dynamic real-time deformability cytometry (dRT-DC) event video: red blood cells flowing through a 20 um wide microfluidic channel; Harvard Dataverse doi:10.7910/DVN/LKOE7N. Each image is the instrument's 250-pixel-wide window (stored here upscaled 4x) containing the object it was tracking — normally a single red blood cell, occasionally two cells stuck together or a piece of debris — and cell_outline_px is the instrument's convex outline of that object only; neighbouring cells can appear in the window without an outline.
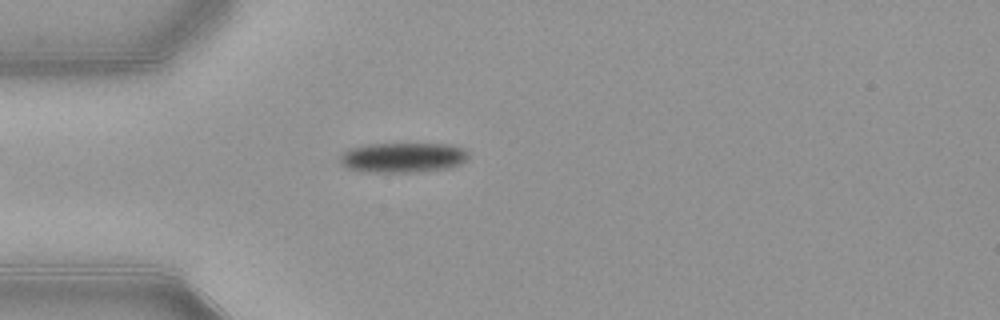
{"species": "common noctule bat (a hibernating species)", "species_latin": "Nyctalus noctula", "temperature_condition": "warm", "stored_images_in_passage": 40, "camera_frame_rate_fps": 3000, "um_per_image_px": 0.085, "animal": {"sex": "female", "body_mass_g": 21.9}, "frame": {"image": 1, "passage_image": 2, "time_ms": 0.333, "image_size_px": [1000, 320], "cell_outline_px": [[468, 160], [460, 164], [448, 168], [412, 172], [376, 172], [348, 168], [340, 164], [340, 156], [344, 152], [352, 148], [368, 144], [448, 144], [464, 148], [468, 152]], "centroid_in_image_um": [34.29, 13.38], "position_along_channel_um": 50.7, "area_um2": 22.25}}
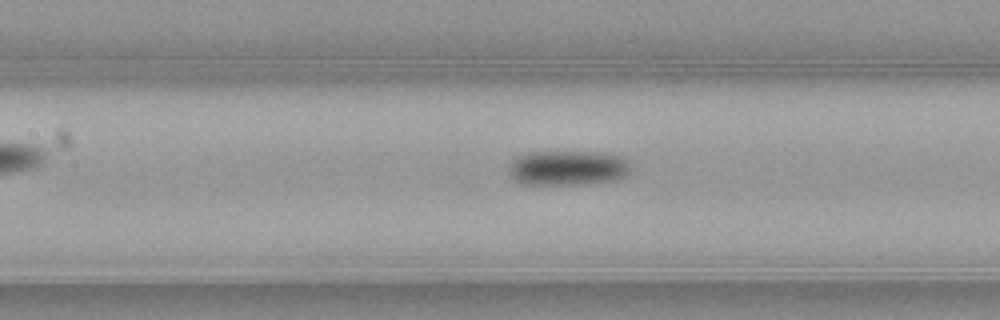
{"frame": {"image": 2, "passage_image": 11, "time_ms": 3.333, "image_size_px": [1000, 320], "cell_outline_px": [[632, 168], [624, 176], [612, 180], [576, 184], [524, 184], [516, 180], [508, 172], [508, 164], [520, 156], [528, 152], [604, 152], [620, 156], [628, 160]], "centroid_in_image_um": [48.27, 14.26], "position_along_channel_um": 159.1, "area_um2": 24.62}}
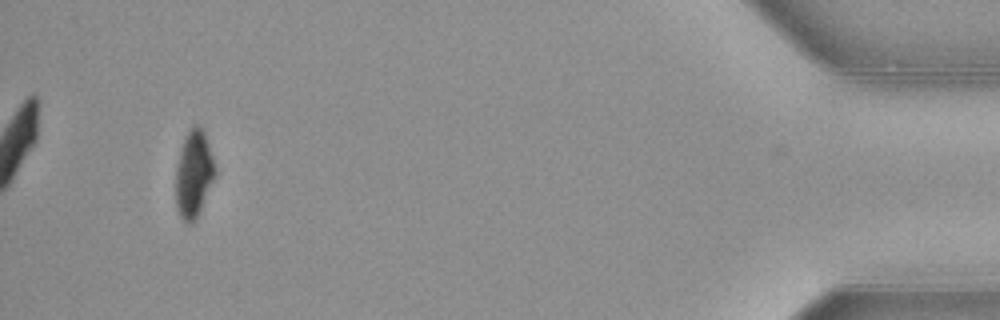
{"frame": {"image": 3, "passage_image": 37, "time_ms": 12.0, "image_size_px": [1000, 320], "cell_outline_px": [[216, 172], [200, 212], [196, 220], [192, 224], [188, 224], [180, 216], [176, 208], [176, 168], [180, 148], [188, 128], [192, 124], [200, 124], [204, 132], [216, 168]], "centroid_in_image_um": [16.46, 14.77], "position_along_channel_um": 418.7, "area_um2": 20.11}, "authors_computed_cell_mechanics": {"area_um2": 23.0911, "velocity_mm_per_s": 3.9, "shape_relaxation_time_tau1_ms": 2.7976, "shape_relaxation_time_tau2_ms": null, "deformation_change_tau1": 0.1262, "deformation_change_tau2": null}}